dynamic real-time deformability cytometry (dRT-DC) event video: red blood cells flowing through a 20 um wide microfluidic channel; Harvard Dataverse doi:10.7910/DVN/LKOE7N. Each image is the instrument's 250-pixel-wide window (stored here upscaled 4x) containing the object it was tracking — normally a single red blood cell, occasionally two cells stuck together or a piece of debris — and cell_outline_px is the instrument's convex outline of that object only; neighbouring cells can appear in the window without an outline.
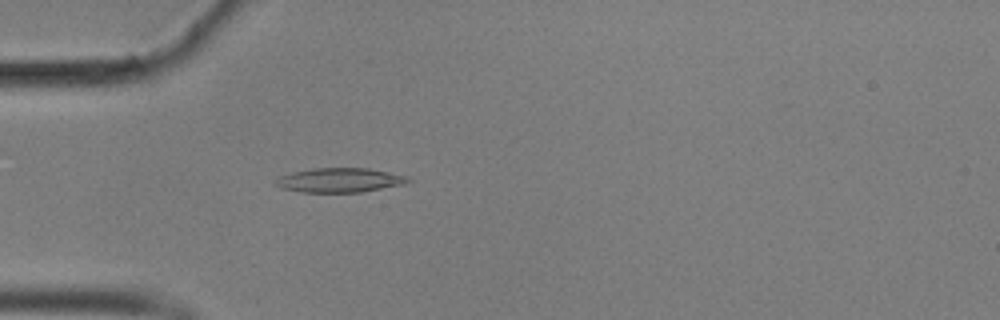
{"species": "common noctule bat (a hibernating species)", "species_latin": "Nyctalus noctula", "temperature_condition": "cold", "stored_images_in_passage": 57, "camera_frame_rate_fps": 3000, "um_per_image_px": 0.085, "animal": {"sex": "male", "body_mass_g": 17.9}, "frame": {"image": 1, "passage_image": 17, "time_ms": 5.333, "image_size_px": [1000, 320], "cell_outline_px": [[412, 180], [404, 184], [360, 192], [300, 192], [280, 188], [276, 184], [276, 180], [280, 176], [292, 172], [312, 168], [368, 168], [408, 176]], "centroid_in_image_um": [28.87, 15.31], "position_along_channel_um": 56.1, "area_um2": 18.73}}
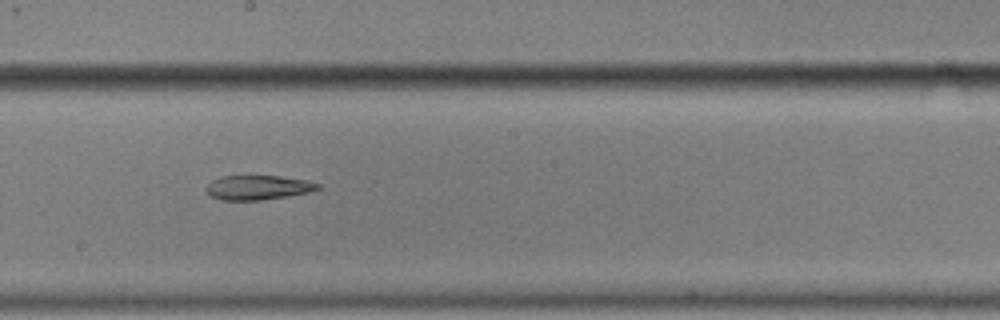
{"frame": {"image": 2, "passage_image": 32, "time_ms": 10.333, "image_size_px": [1000, 320], "cell_outline_px": [[320, 188], [308, 192], [288, 196], [260, 200], [220, 200], [212, 196], [204, 188], [212, 180], [220, 176], [280, 176], [304, 180], [320, 184]], "centroid_in_image_um": [21.89, 15.94], "position_along_channel_um": 226.3, "area_um2": 15.78}}
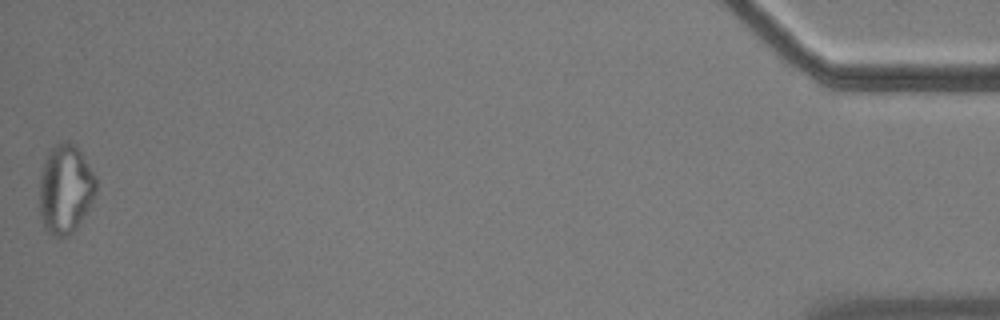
{"frame": {"image": 3, "passage_image": 57, "time_ms": 18.667, "image_size_px": [1000, 320], "cell_outline_px": [[96, 192], [88, 208], [76, 228], [68, 236], [52, 236], [44, 228], [40, 216], [40, 176], [44, 160], [48, 152], [60, 140], [68, 140], [80, 152], [96, 176]], "centroid_in_image_um": [5.54, 16.07], "position_along_channel_um": 429.7, "area_um2": 29.25}}